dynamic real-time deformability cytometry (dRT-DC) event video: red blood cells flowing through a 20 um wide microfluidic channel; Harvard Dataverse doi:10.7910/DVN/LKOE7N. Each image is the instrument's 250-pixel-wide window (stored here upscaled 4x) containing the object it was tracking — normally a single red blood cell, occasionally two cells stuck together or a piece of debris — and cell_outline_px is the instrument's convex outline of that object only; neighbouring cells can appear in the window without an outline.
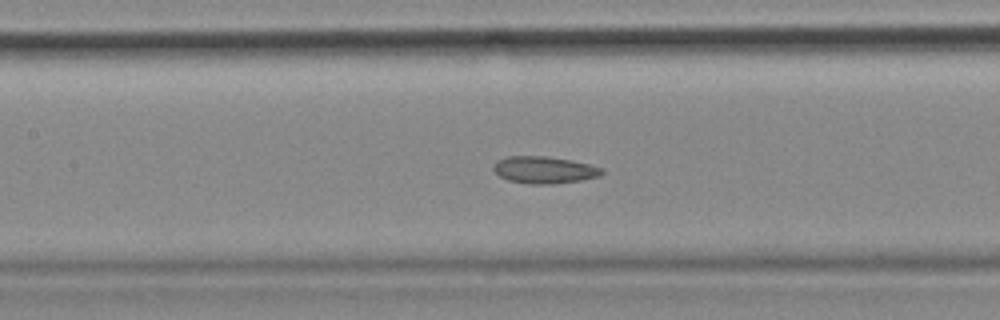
{"species": "common noctule bat (a hibernating species)", "species_latin": "Nyctalus noctula", "temperature_condition": "cold", "stored_images_in_passage": 56, "camera_frame_rate_fps": 3000, "um_per_image_px": 0.085, "animal": {"sex": "female", "body_mass_g": 18.4}, "frame": {"image": 1, "passage_image": 25, "time_ms": 8.0, "image_size_px": [1000, 320], "cell_outline_px": [[604, 172], [600, 176], [580, 180], [552, 184], [532, 184], [508, 180], [500, 176], [492, 168], [496, 160], [504, 156], [548, 156], [572, 160], [604, 168]], "centroid_in_image_um": [46.26, 14.43], "position_along_channel_um": 161.1, "area_um2": 17.17}, "authors_computed_cell_mechanics": {"area_um2": 18.0336, "velocity_mm_per_s": 3.64, "shape_relaxation_time_tau1_ms": null, "shape_relaxation_time_tau2_ms": 3.5786, "deformation_change_tau1": null, "deformation_change_tau2": 0.0937}}